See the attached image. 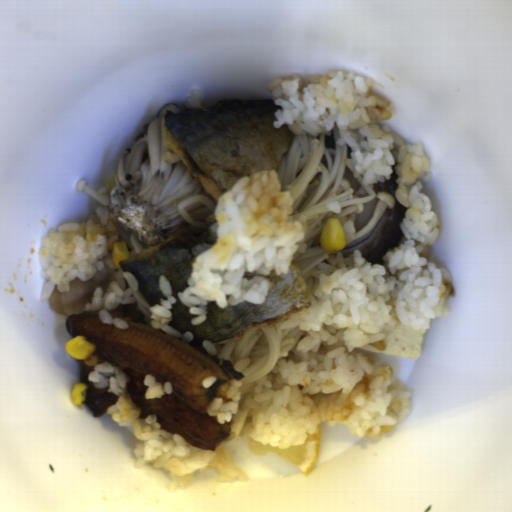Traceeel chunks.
I'll use <instances>...</instances> for the list:
<instances>
[{
	"label": "eel chunks",
	"mask_w": 512,
	"mask_h": 512,
	"mask_svg": "<svg viewBox=\"0 0 512 512\" xmlns=\"http://www.w3.org/2000/svg\"><path fill=\"white\" fill-rule=\"evenodd\" d=\"M109 316L126 322L127 329L102 322L99 310L71 314L65 327L72 339L85 337L94 343L92 355L101 363H111L125 373L126 391L131 403L138 406L139 418L155 415L160 430L179 434L193 446L214 450L228 439L230 420L220 424L208 416V405L217 389L231 379L244 378L231 360L208 355L197 339L186 341L153 328L151 323H136L125 317L122 305L109 311ZM157 382L172 384L171 394L159 399H146L149 386L142 383L146 376ZM215 377L210 387L201 385L205 377Z\"/></svg>",
	"instance_id": "4dd315ae"
},
{
	"label": "eel chunks",
	"mask_w": 512,
	"mask_h": 512,
	"mask_svg": "<svg viewBox=\"0 0 512 512\" xmlns=\"http://www.w3.org/2000/svg\"><path fill=\"white\" fill-rule=\"evenodd\" d=\"M76 362L80 367L77 381L86 384L85 399L82 404L91 409L93 417H111L107 410L110 405L118 401L117 395L114 392H109L105 387L96 388V384L88 379L95 367L88 366L80 359Z\"/></svg>",
	"instance_id": "57646c5b"
}]
</instances>
